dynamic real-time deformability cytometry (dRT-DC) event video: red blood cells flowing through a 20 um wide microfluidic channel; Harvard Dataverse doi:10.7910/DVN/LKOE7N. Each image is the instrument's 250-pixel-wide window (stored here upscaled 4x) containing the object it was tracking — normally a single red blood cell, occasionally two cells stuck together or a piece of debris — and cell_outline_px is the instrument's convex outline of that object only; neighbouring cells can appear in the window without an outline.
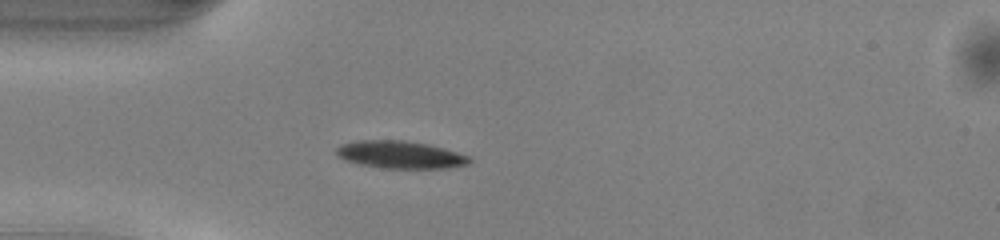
{"species": "common noctule bat (a hibernating species)", "species_latin": "Nyctalus noctula", "temperature_condition": "warm", "stored_images_in_passage": 37, "camera_frame_rate_fps": 3000, "um_per_image_px": 0.085, "animal": {"sex": "male", "body_mass_g": 13.0, "forearm_length_mm": 53.1}, "frame": {"image": 1, "passage_image": 1, "time_ms": 0.0, "image_size_px": [1000, 240], "cell_outline_px": [[472, 160], [468, 164], [448, 168], [384, 168], [360, 164], [344, 160], [336, 156], [336, 148], [340, 144], [356, 140], [404, 140], [428, 144], [444, 148], [472, 156]], "centroid_in_image_um": [34.02, 13.14], "position_along_channel_um": 51.0, "area_um2": 21.56}}
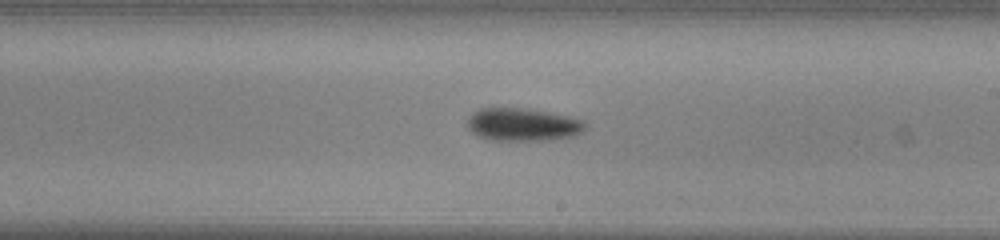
{"frame": {"image": 2, "passage_image": 16, "time_ms": 5.0, "image_size_px": [1000, 240], "cell_outline_px": [[588, 124], [584, 132], [572, 136], [552, 140], [492, 140], [480, 136], [472, 132], [468, 128], [468, 120], [480, 108], [524, 108], [568, 116], [584, 120]], "centroid_in_image_um": [44.51, 10.6], "position_along_channel_um": 244.5, "area_um2": 22.43}}
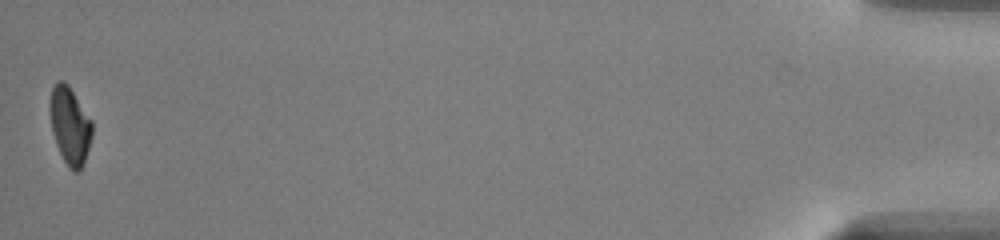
{"frame": {"image": 3, "passage_image": 37, "time_ms": 12.0, "image_size_px": [1000, 240], "cell_outline_px": [[92, 136], [84, 164], [80, 172], [76, 172], [68, 168], [56, 144], [52, 132], [48, 108], [52, 88], [60, 80], [64, 80], [68, 84], [92, 120]], "centroid_in_image_um": [5.94, 10.69], "position_along_channel_um": 429.3, "area_um2": 19.25}, "authors_computed_cell_mechanics": {"area_um2": 21.386, "velocity_mm_per_s": 4.0783, "shape_relaxation_time_tau1_ms": 2.7001, "shape_relaxation_time_tau2_ms": 10.6431, "deformation_change_tau1": 0.126, "deformation_change_tau2": 0.1825}}